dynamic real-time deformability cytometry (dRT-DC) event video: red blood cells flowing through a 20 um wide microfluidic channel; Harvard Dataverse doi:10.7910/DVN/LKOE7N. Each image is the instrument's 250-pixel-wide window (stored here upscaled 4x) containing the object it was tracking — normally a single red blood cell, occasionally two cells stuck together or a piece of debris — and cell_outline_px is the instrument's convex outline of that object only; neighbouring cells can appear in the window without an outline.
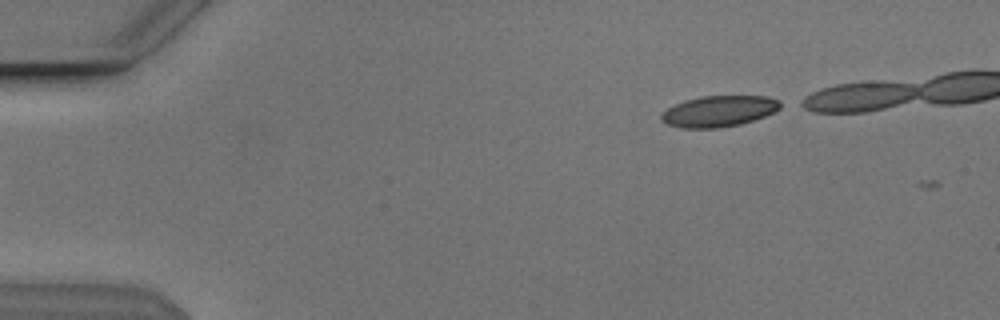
{"species": "Egyptian fruit bat (a non-hibernating species)", "species_latin": "Rousettus aegyptiacus", "temperature_condition": "cold", "stored_images_in_passage": 3, "camera_frame_rate_fps": 3000, "um_per_image_px": 0.085, "animal": {"sex": "male"}, "frame": {"image": 1, "passage_image": 2, "time_ms": 0.333, "image_size_px": [1000, 320], "cell_outline_px": [[788, 104], [764, 116], [740, 124], [716, 128], [680, 128], [668, 124], [660, 120], [660, 116], [668, 108], [684, 100], [700, 96], [768, 96], [780, 100]], "centroid_in_image_um": [61.14, 9.44], "position_along_channel_um": 23.9, "area_um2": 21.62}}